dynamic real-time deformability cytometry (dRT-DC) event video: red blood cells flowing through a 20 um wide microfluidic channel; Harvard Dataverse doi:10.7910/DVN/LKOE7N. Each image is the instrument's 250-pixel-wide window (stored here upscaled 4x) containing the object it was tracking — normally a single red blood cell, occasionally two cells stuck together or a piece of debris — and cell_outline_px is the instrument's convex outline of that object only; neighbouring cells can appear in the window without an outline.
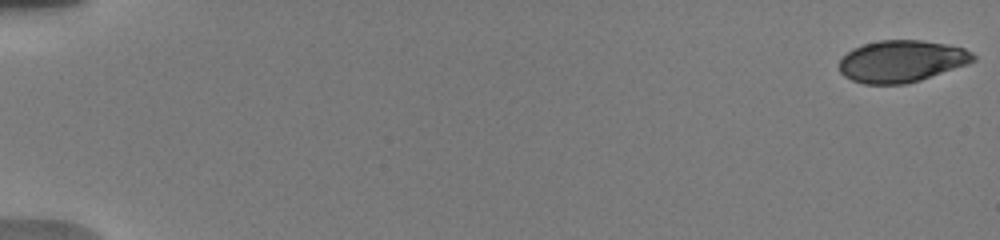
{"species": "human", "species_latin": "Homo sapiens", "temperature_condition": "warm", "stored_images_in_passage": 27, "camera_frame_rate_fps": 3000, "um_per_image_px": 0.085, "donor": {"sex": "male"}, "frame": {"image": 1, "passage_image": 1, "time_ms": 0.0, "image_size_px": [1000, 240], "cell_outline_px": [[976, 60], [968, 64], [920, 80], [904, 84], [864, 84], [852, 80], [844, 76], [840, 72], [840, 60], [852, 48], [864, 44], [880, 40], [920, 40], [948, 44], [964, 48], [972, 52], [976, 56]], "centroid_in_image_um": [76.65, 5.2], "position_along_channel_um": 8.3, "area_um2": 32.71}}
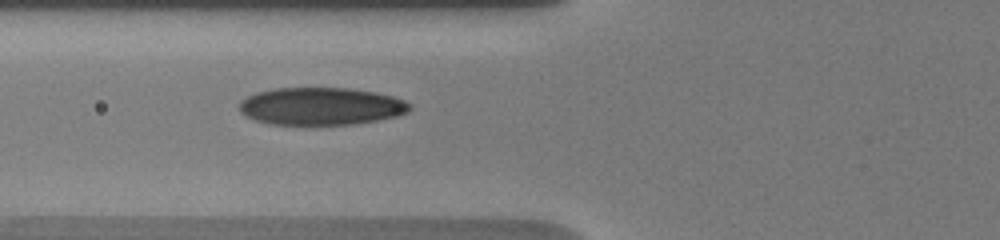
{"frame": {"image": 2, "passage_image": 24, "time_ms": 7.333, "image_size_px": [1000, 240], "cell_outline_px": [[412, 108], [408, 112], [396, 116], [376, 120], [352, 124], [272, 124], [256, 120], [240, 112], [240, 100], [256, 92], [276, 88], [348, 88], [376, 92], [392, 96], [404, 100], [412, 104]], "centroid_in_image_um": [27.31, 9.02], "position_along_channel_um": 98.5, "area_um2": 37.11}}
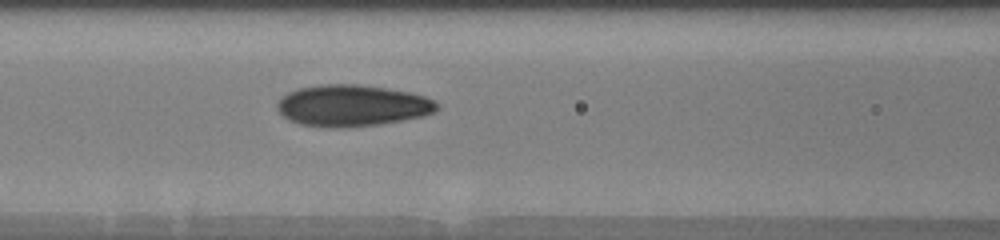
{"frame": {"image": 3, "passage_image": 27, "time_ms": 8.333, "image_size_px": [1000, 240], "cell_outline_px": [[440, 108], [436, 112], [424, 116], [404, 120], [380, 124], [348, 128], [332, 128], [300, 124], [288, 120], [276, 108], [276, 104], [288, 92], [300, 88], [320, 84], [356, 84], [388, 88], [408, 92], [424, 96], [440, 104]], "centroid_in_image_um": [29.96, 8.99], "position_along_channel_um": 136.6, "area_um2": 38.9}}